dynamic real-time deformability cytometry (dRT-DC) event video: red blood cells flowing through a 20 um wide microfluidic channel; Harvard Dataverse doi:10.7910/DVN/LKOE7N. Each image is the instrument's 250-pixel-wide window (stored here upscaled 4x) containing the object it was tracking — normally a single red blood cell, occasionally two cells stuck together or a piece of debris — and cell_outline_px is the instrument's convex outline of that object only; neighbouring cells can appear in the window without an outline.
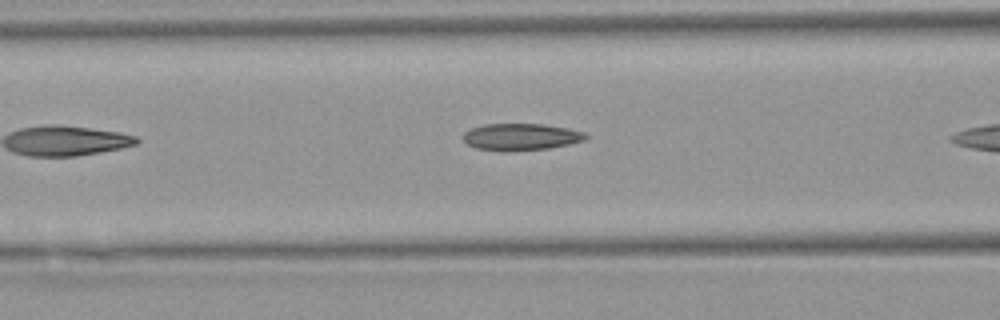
{"species": "Egyptian fruit bat (a non-hibernating species)", "species_latin": "Rousettus aegyptiacus", "temperature_condition": "warm", "stored_images_in_passage": 9, "camera_frame_rate_fps": 3000, "um_per_image_px": 0.085, "animal": {"sex": "female"}, "frame": {"image": 1, "passage_image": 8, "time_ms": 2.333, "image_size_px": [1000, 320], "cell_outline_px": [[588, 136], [584, 140], [568, 144], [548, 148], [504, 152], [476, 148], [468, 144], [464, 140], [464, 132], [472, 128], [484, 124], [544, 124], [568, 128], [584, 132]], "centroid_in_image_um": [44.27, 11.63], "position_along_channel_um": 122.3, "area_um2": 19.13}}